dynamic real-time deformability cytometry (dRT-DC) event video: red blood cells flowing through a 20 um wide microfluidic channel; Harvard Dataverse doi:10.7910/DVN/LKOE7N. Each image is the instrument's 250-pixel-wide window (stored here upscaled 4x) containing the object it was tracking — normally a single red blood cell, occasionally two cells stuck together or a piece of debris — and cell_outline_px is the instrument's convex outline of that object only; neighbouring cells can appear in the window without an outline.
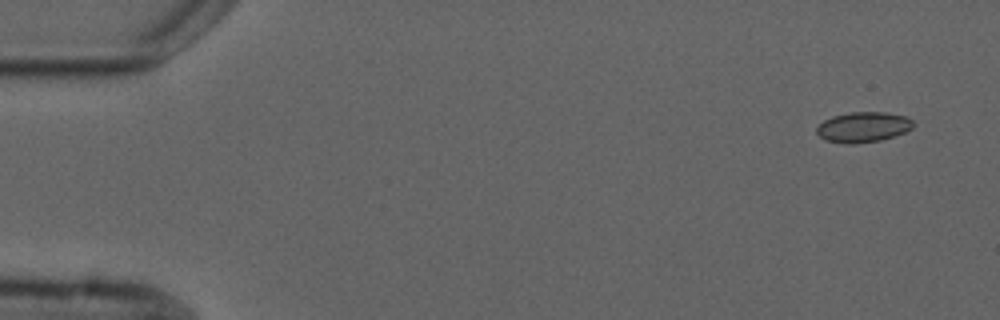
{"species": "common noctule bat (a hibernating species)", "species_latin": "Nyctalus noctula", "temperature_condition": "cold", "stored_images_in_passage": 9, "camera_frame_rate_fps": 3000, "um_per_image_px": 0.085, "animal": {"sex": "male", "forearm_length_mm": 52.5}, "frame": {"image": 1, "passage_image": 1, "time_ms": 0.0, "image_size_px": [1000, 320], "cell_outline_px": [[912, 128], [904, 132], [880, 140], [852, 144], [844, 144], [824, 140], [816, 132], [816, 128], [824, 120], [832, 116], [848, 112], [884, 112], [904, 116], [912, 120]], "centroid_in_image_um": [73.31, 10.8], "position_along_channel_um": 11.7, "area_um2": 16.94}}
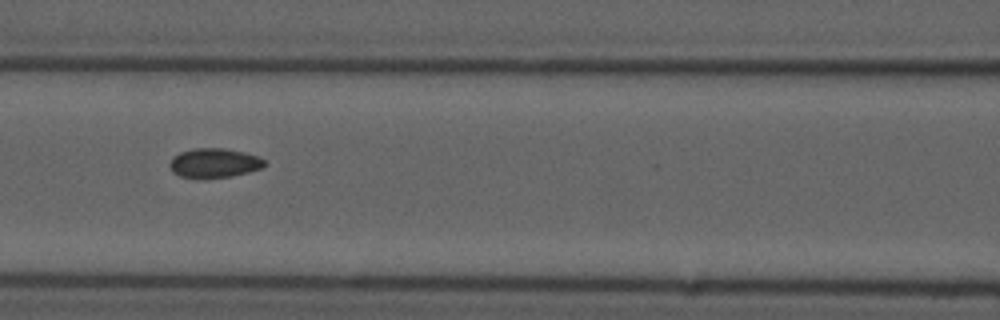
{"frame": {"image": 2, "passage_image": 7, "time_ms": 7.0, "image_size_px": [1000, 320], "cell_outline_px": [[268, 164], [260, 168], [248, 172], [232, 176], [180, 176], [172, 172], [168, 164], [172, 156], [180, 152], [192, 148], [224, 148], [244, 152], [256, 156], [264, 160]], "centroid_in_image_um": [18.19, 13.82], "position_along_channel_um": 148.4, "area_um2": 15.9}}
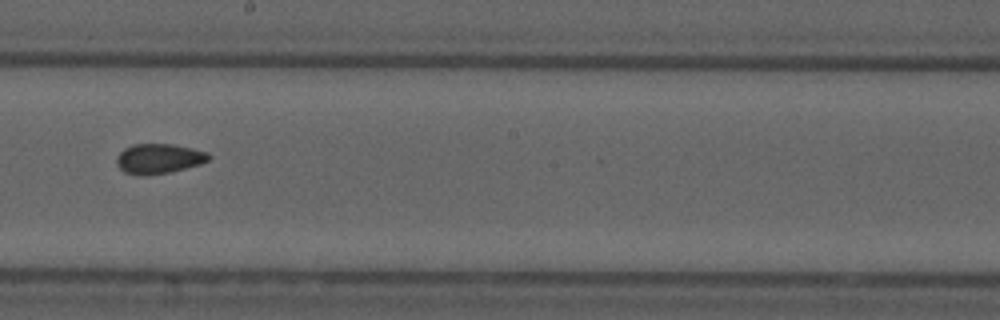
{"frame": {"image": 3, "passage_image": 9, "time_ms": 9.333, "image_size_px": [1000, 320], "cell_outline_px": [[212, 156], [208, 160], [200, 164], [168, 172], [124, 172], [116, 164], [116, 156], [124, 148], [132, 144], [172, 144], [192, 148], [208, 152]], "centroid_in_image_um": [13.53, 13.42], "position_along_channel_um": 234.7, "area_um2": 15.43}}